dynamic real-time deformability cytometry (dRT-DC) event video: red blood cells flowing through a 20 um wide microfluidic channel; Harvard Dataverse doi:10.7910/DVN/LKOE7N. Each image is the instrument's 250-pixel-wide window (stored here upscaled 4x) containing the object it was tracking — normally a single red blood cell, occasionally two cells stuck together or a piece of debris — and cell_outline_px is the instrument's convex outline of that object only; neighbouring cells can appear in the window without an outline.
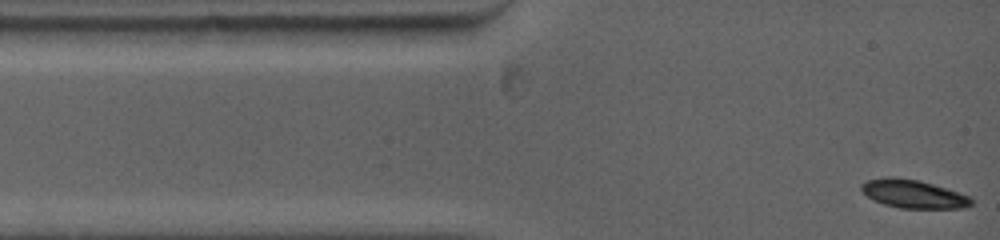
{"species": "common noctule bat (a hibernating species)", "species_latin": "Nyctalus noctula", "temperature_condition": "warm", "stored_images_in_passage": 11, "camera_frame_rate_fps": 5000, "um_per_image_px": 0.085, "animal": {"sex": "female", "body_mass_g": 19.0, "forearm_length_mm": 53.3}, "frame": {"image": 1, "passage_image": 1, "time_ms": 0.0, "image_size_px": [1000, 240], "cell_outline_px": [[972, 204], [964, 208], [900, 208], [884, 204], [868, 196], [860, 188], [860, 184], [868, 180], [884, 176], [896, 176], [920, 180], [968, 196], [972, 200]], "centroid_in_image_um": [77.59, 16.47], "position_along_channel_um": 7.4, "area_um2": 17.98}}
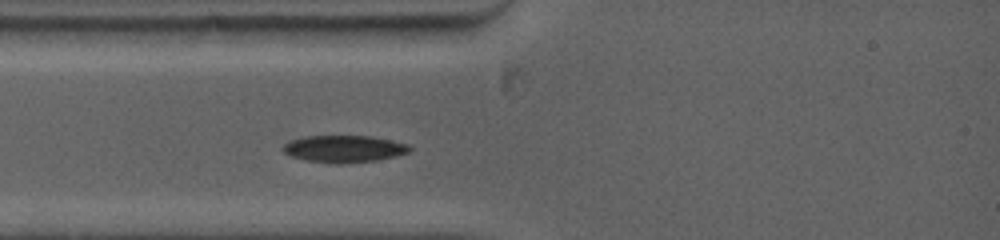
{"frame": {"image": 2, "passage_image": 11, "time_ms": 2.4, "image_size_px": [1000, 240], "cell_outline_px": [[412, 148], [408, 152], [396, 156], [376, 160], [336, 164], [308, 160], [292, 156], [284, 152], [280, 148], [288, 140], [304, 136], [372, 136], [408, 144]], "centroid_in_image_um": [29.21, 12.64], "position_along_channel_um": 55.8, "area_um2": 19.88}}